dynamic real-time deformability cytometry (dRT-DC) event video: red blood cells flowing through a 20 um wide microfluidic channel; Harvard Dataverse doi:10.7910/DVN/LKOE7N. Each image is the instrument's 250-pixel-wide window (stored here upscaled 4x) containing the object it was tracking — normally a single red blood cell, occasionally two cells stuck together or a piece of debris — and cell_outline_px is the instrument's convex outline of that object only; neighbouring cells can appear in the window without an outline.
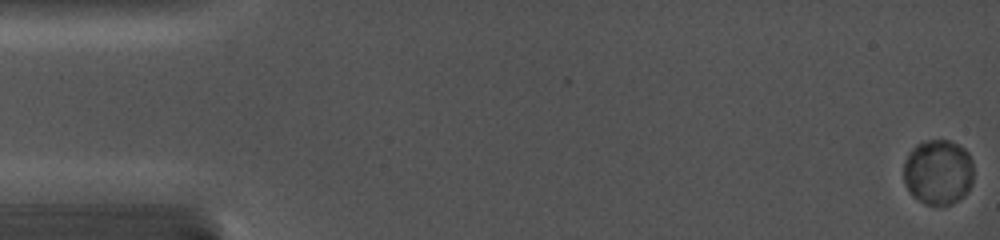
{"species": "common noctule bat (a hibernating species)", "species_latin": "Nyctalus noctula", "temperature_condition": "cold", "stored_images_in_passage": 59, "camera_frame_rate_fps": 5000, "um_per_image_px": 0.085, "animal": {"sex": "female", "body_mass_g": 19.0, "forearm_length_mm": 56.7}, "frame": {"image": 1, "passage_image": 1, "time_ms": 0.0, "image_size_px": [1000, 240], "cell_outline_px": [[972, 184], [968, 192], [964, 196], [952, 204], [924, 204], [912, 196], [904, 184], [904, 160], [908, 152], [916, 144], [924, 140], [948, 140], [964, 148], [968, 152], [972, 160]], "centroid_in_image_um": [79.73, 14.62], "position_along_channel_um": 5.3, "area_um2": 26.93}}
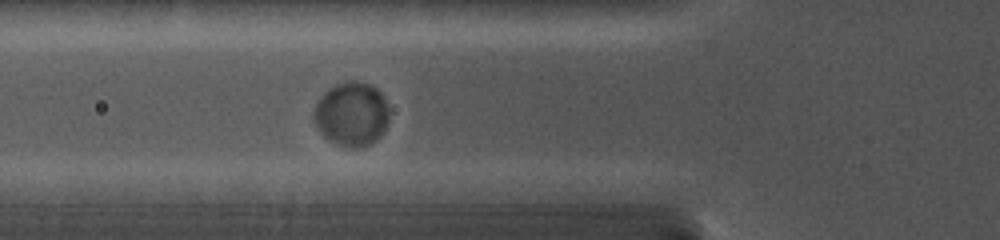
{"frame": {"image": 2, "passage_image": 30, "time_ms": 6.2, "image_size_px": [1000, 240], "cell_outline_px": [[388, 120], [380, 136], [376, 140], [368, 144], [356, 148], [348, 148], [324, 136], [320, 132], [312, 120], [312, 116], [316, 104], [320, 96], [328, 88], [344, 80], [356, 80], [372, 84], [380, 92], [388, 104]], "centroid_in_image_um": [29.87, 9.65], "position_along_channel_um": 95.9, "area_um2": 28.32}}
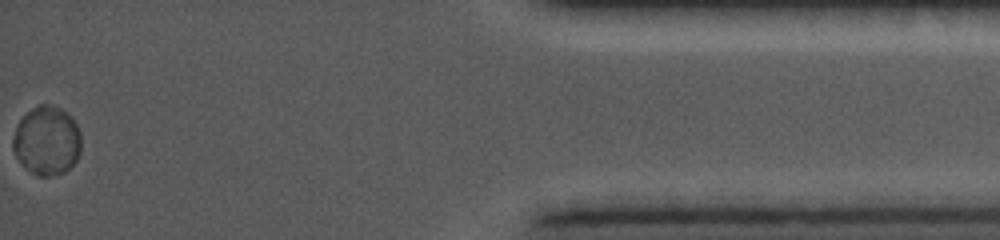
{"frame": {"image": 3, "passage_image": 59, "time_ms": 16.4, "image_size_px": [1000, 240], "cell_outline_px": [[80, 152], [76, 160], [64, 172], [52, 176], [40, 176], [32, 172], [16, 156], [12, 148], [12, 136], [16, 124], [32, 108], [40, 104], [48, 104], [60, 108], [76, 124], [80, 132]], "centroid_in_image_um": [3.96, 11.95], "position_along_channel_um": 431.2, "area_um2": 27.05}}